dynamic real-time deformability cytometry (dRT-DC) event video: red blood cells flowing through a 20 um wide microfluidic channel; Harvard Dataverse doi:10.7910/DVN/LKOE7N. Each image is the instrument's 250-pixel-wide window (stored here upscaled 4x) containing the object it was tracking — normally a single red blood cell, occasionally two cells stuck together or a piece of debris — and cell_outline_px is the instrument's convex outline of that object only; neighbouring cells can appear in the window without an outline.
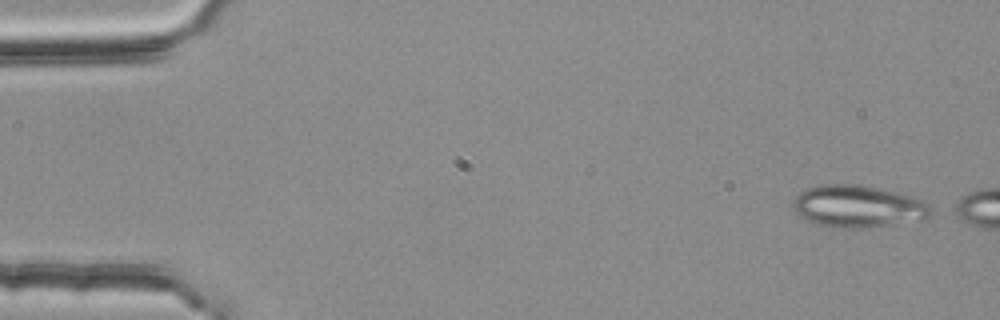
{"species": "common noctule bat (a hibernating species)", "species_latin": "Nyctalus noctula", "temperature_condition": "room temperature", "stored_images_in_passage": 6, "camera_frame_rate_fps": 3000, "um_per_image_px": 0.085, "animal": {"sex": "female", "body_mass_g": 25.1}, "frame": {"image": 1, "passage_image": 1, "time_ms": 0.0, "image_size_px": [1000, 320], "cell_outline_px": [[940, 212], [928, 220], [860, 228], [836, 228], [820, 224], [808, 220], [800, 216], [796, 212], [792, 204], [792, 200], [800, 192], [808, 188], [824, 184], [856, 184], [916, 196], [924, 200], [936, 208]], "centroid_in_image_um": [73.09, 17.55], "position_along_channel_um": 11.9, "area_um2": 34.56}}